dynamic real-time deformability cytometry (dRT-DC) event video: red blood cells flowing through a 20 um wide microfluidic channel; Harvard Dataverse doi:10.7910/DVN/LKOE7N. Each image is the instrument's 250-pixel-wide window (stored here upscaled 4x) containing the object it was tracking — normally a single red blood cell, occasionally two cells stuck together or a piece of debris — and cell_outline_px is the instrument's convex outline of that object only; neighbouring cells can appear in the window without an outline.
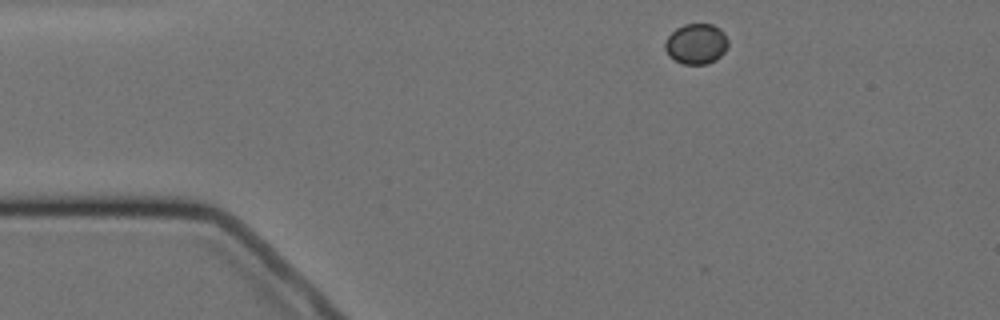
{"species": "Egyptian fruit bat (a non-hibernating species)", "species_latin": "Rousettus aegyptiacus", "temperature_condition": "cold", "stored_images_in_passage": 3, "camera_frame_rate_fps": 3000, "um_per_image_px": 0.085, "animal": {"sex": "female"}, "frame": {"image": 1, "passage_image": 1, "time_ms": 0.0, "image_size_px": [1000, 320], "cell_outline_px": [[728, 44], [724, 52], [716, 60], [708, 64], [684, 64], [668, 56], [664, 48], [664, 44], [668, 36], [676, 28], [684, 24], [712, 24], [720, 28], [724, 32], [728, 40]], "centroid_in_image_um": [59.18, 3.72], "position_along_channel_um": 25.8, "area_um2": 14.97}}
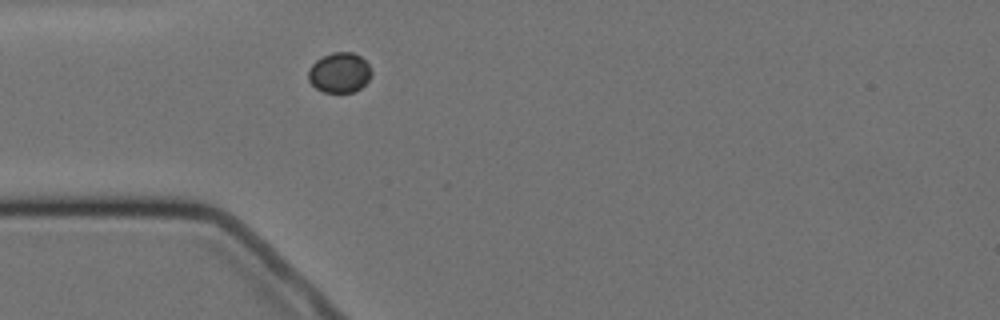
{"frame": {"image": 2, "passage_image": 3, "time_ms": 2.333, "image_size_px": [1000, 320], "cell_outline_px": [[372, 76], [360, 88], [352, 92], [324, 92], [316, 88], [308, 80], [308, 68], [316, 60], [332, 52], [352, 52], [360, 56], [368, 64], [372, 72]], "centroid_in_image_um": [28.85, 6.17], "position_along_channel_um": 56.2, "area_um2": 14.74}}